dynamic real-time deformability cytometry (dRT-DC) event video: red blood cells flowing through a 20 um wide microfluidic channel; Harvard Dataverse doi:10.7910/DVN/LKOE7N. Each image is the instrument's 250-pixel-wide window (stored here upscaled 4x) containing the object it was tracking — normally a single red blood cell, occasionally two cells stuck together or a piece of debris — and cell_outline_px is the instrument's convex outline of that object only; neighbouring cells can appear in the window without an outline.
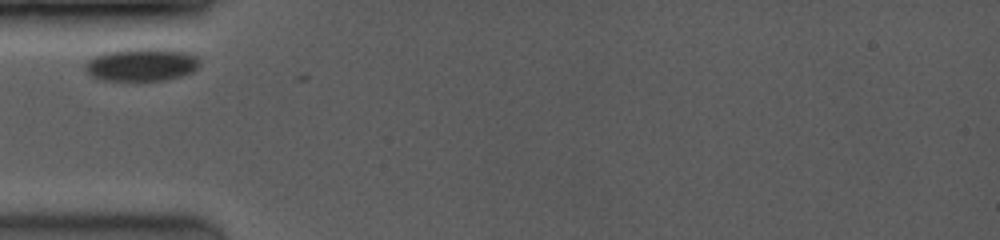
{"species": "common noctule bat (a hibernating species)", "species_latin": "Nyctalus noctula", "temperature_condition": "room temperature", "stored_images_in_passage": 2, "camera_frame_rate_fps": 3500, "um_per_image_px": 0.085, "animal": {"sex": "female", "body_mass_g": 19.0, "forearm_length_mm": 53.3}, "frame": {"image": 1, "passage_image": 1, "time_ms": 0.0, "image_size_px": [1000, 240], "cell_outline_px": [[200, 64], [192, 72], [180, 76], [164, 80], [96, 80], [84, 68], [84, 64], [88, 60], [104, 52], [124, 48], [168, 48], [188, 52], [196, 56], [200, 60]], "centroid_in_image_um": [12.03, 5.47], "position_along_channel_um": 73.0, "area_um2": 22.31}}